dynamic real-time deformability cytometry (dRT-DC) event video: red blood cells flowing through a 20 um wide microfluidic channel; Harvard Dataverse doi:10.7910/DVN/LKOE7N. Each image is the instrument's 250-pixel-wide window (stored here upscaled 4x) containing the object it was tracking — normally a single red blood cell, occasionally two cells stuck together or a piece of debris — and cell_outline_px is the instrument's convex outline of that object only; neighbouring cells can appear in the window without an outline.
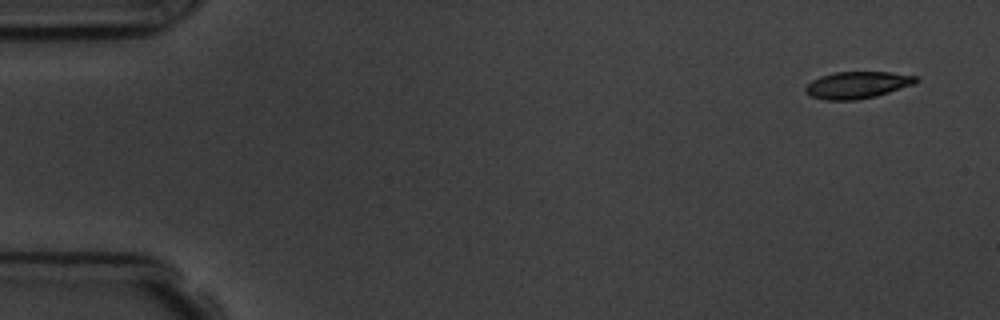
{"species": "common noctule bat (a hibernating species)", "species_latin": "Nyctalus noctula", "temperature_condition": "room temperature", "stored_images_in_passage": 5, "camera_frame_rate_fps": 3000, "um_per_image_px": 0.085, "animal": {"sex": "male", "body_mass_g": 19.5, "forearm_length_mm": 54.6}, "frame": {"image": 1, "passage_image": 1, "time_ms": 0.0, "image_size_px": [1000, 320], "cell_outline_px": [[920, 80], [916, 84], [876, 96], [856, 100], [824, 100], [812, 96], [804, 92], [804, 88], [812, 80], [820, 76], [836, 72], [892, 72], [920, 76]], "centroid_in_image_um": [72.92, 7.22], "position_along_channel_um": 12.1, "area_um2": 17.57}}